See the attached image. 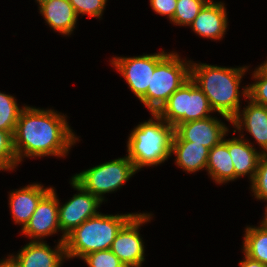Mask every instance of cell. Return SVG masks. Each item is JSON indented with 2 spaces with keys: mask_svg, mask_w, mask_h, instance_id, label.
Masks as SVG:
<instances>
[{
  "mask_svg": "<svg viewBox=\"0 0 267 267\" xmlns=\"http://www.w3.org/2000/svg\"><path fill=\"white\" fill-rule=\"evenodd\" d=\"M78 138L64 114L25 105L13 134V147L19 164L24 157H65Z\"/></svg>",
  "mask_w": 267,
  "mask_h": 267,
  "instance_id": "cell-1",
  "label": "cell"
},
{
  "mask_svg": "<svg viewBox=\"0 0 267 267\" xmlns=\"http://www.w3.org/2000/svg\"><path fill=\"white\" fill-rule=\"evenodd\" d=\"M247 70L248 66L220 67L191 61L190 78L206 95L213 111L231 123L241 109L240 96L248 98V86L243 87L241 95L239 91Z\"/></svg>",
  "mask_w": 267,
  "mask_h": 267,
  "instance_id": "cell-2",
  "label": "cell"
},
{
  "mask_svg": "<svg viewBox=\"0 0 267 267\" xmlns=\"http://www.w3.org/2000/svg\"><path fill=\"white\" fill-rule=\"evenodd\" d=\"M138 124L127 141V157L139 171L143 167L164 163L171 155L174 126L168 124L157 113Z\"/></svg>",
  "mask_w": 267,
  "mask_h": 267,
  "instance_id": "cell-3",
  "label": "cell"
},
{
  "mask_svg": "<svg viewBox=\"0 0 267 267\" xmlns=\"http://www.w3.org/2000/svg\"><path fill=\"white\" fill-rule=\"evenodd\" d=\"M136 213L106 215L98 213L74 228L65 237L66 258L82 259L94 251L108 250L121 228Z\"/></svg>",
  "mask_w": 267,
  "mask_h": 267,
  "instance_id": "cell-4",
  "label": "cell"
},
{
  "mask_svg": "<svg viewBox=\"0 0 267 267\" xmlns=\"http://www.w3.org/2000/svg\"><path fill=\"white\" fill-rule=\"evenodd\" d=\"M190 66L191 60L181 59L175 52H168L157 63L147 93L140 99L150 113H156L190 79Z\"/></svg>",
  "mask_w": 267,
  "mask_h": 267,
  "instance_id": "cell-5",
  "label": "cell"
},
{
  "mask_svg": "<svg viewBox=\"0 0 267 267\" xmlns=\"http://www.w3.org/2000/svg\"><path fill=\"white\" fill-rule=\"evenodd\" d=\"M210 112L214 111L208 98L190 78L156 113L175 128L181 123L207 118Z\"/></svg>",
  "mask_w": 267,
  "mask_h": 267,
  "instance_id": "cell-6",
  "label": "cell"
},
{
  "mask_svg": "<svg viewBox=\"0 0 267 267\" xmlns=\"http://www.w3.org/2000/svg\"><path fill=\"white\" fill-rule=\"evenodd\" d=\"M136 172L131 160L125 156L76 173L72 178L104 202V194L120 189Z\"/></svg>",
  "mask_w": 267,
  "mask_h": 267,
  "instance_id": "cell-7",
  "label": "cell"
},
{
  "mask_svg": "<svg viewBox=\"0 0 267 267\" xmlns=\"http://www.w3.org/2000/svg\"><path fill=\"white\" fill-rule=\"evenodd\" d=\"M70 182L79 193L73 195L70 200L61 206L60 201L58 203L59 227L62 231L60 242H64L66 235L74 228L80 226L87 219L96 216L99 213L97 209L102 204L97 196L92 195L73 178Z\"/></svg>",
  "mask_w": 267,
  "mask_h": 267,
  "instance_id": "cell-8",
  "label": "cell"
},
{
  "mask_svg": "<svg viewBox=\"0 0 267 267\" xmlns=\"http://www.w3.org/2000/svg\"><path fill=\"white\" fill-rule=\"evenodd\" d=\"M150 213H136L119 231L110 250L126 267H141L145 260L144 242L139 228L149 222Z\"/></svg>",
  "mask_w": 267,
  "mask_h": 267,
  "instance_id": "cell-9",
  "label": "cell"
},
{
  "mask_svg": "<svg viewBox=\"0 0 267 267\" xmlns=\"http://www.w3.org/2000/svg\"><path fill=\"white\" fill-rule=\"evenodd\" d=\"M167 54L161 51L134 57H113L111 64L126 80L128 87L139 100L147 93L151 75L157 63Z\"/></svg>",
  "mask_w": 267,
  "mask_h": 267,
  "instance_id": "cell-10",
  "label": "cell"
},
{
  "mask_svg": "<svg viewBox=\"0 0 267 267\" xmlns=\"http://www.w3.org/2000/svg\"><path fill=\"white\" fill-rule=\"evenodd\" d=\"M229 132L221 120L209 116L200 120L181 123L174 128L172 141H191L211 150L219 144Z\"/></svg>",
  "mask_w": 267,
  "mask_h": 267,
  "instance_id": "cell-11",
  "label": "cell"
},
{
  "mask_svg": "<svg viewBox=\"0 0 267 267\" xmlns=\"http://www.w3.org/2000/svg\"><path fill=\"white\" fill-rule=\"evenodd\" d=\"M52 189L39 201L29 222L21 232L30 237L31 241H43L48 235H53L60 230L58 217V195Z\"/></svg>",
  "mask_w": 267,
  "mask_h": 267,
  "instance_id": "cell-12",
  "label": "cell"
},
{
  "mask_svg": "<svg viewBox=\"0 0 267 267\" xmlns=\"http://www.w3.org/2000/svg\"><path fill=\"white\" fill-rule=\"evenodd\" d=\"M7 259L14 267H61L66 258L64 242L58 240L52 249L45 241H31L16 255H8Z\"/></svg>",
  "mask_w": 267,
  "mask_h": 267,
  "instance_id": "cell-13",
  "label": "cell"
},
{
  "mask_svg": "<svg viewBox=\"0 0 267 267\" xmlns=\"http://www.w3.org/2000/svg\"><path fill=\"white\" fill-rule=\"evenodd\" d=\"M248 106L239 111L231 120V124L241 133L246 130L256 140V143L261 147L262 153H267V107L254 103L251 99Z\"/></svg>",
  "mask_w": 267,
  "mask_h": 267,
  "instance_id": "cell-14",
  "label": "cell"
},
{
  "mask_svg": "<svg viewBox=\"0 0 267 267\" xmlns=\"http://www.w3.org/2000/svg\"><path fill=\"white\" fill-rule=\"evenodd\" d=\"M52 189L44 187L40 183L29 184L21 189H16L9 194V207L15 224L21 225V229L29 222L39 201Z\"/></svg>",
  "mask_w": 267,
  "mask_h": 267,
  "instance_id": "cell-15",
  "label": "cell"
},
{
  "mask_svg": "<svg viewBox=\"0 0 267 267\" xmlns=\"http://www.w3.org/2000/svg\"><path fill=\"white\" fill-rule=\"evenodd\" d=\"M228 26L226 8L223 2L207 3L189 27L199 36L221 40Z\"/></svg>",
  "mask_w": 267,
  "mask_h": 267,
  "instance_id": "cell-16",
  "label": "cell"
},
{
  "mask_svg": "<svg viewBox=\"0 0 267 267\" xmlns=\"http://www.w3.org/2000/svg\"><path fill=\"white\" fill-rule=\"evenodd\" d=\"M227 147L234 165L235 180L241 176L249 175L248 177L252 181L262 152L257 151L249 140L244 139L243 134L240 138L228 139Z\"/></svg>",
  "mask_w": 267,
  "mask_h": 267,
  "instance_id": "cell-17",
  "label": "cell"
},
{
  "mask_svg": "<svg viewBox=\"0 0 267 267\" xmlns=\"http://www.w3.org/2000/svg\"><path fill=\"white\" fill-rule=\"evenodd\" d=\"M39 7V12L52 30L62 35H71L78 16L68 0H48Z\"/></svg>",
  "mask_w": 267,
  "mask_h": 267,
  "instance_id": "cell-18",
  "label": "cell"
},
{
  "mask_svg": "<svg viewBox=\"0 0 267 267\" xmlns=\"http://www.w3.org/2000/svg\"><path fill=\"white\" fill-rule=\"evenodd\" d=\"M175 154V163L187 173L206 170L209 149L191 141H172L171 155Z\"/></svg>",
  "mask_w": 267,
  "mask_h": 267,
  "instance_id": "cell-19",
  "label": "cell"
},
{
  "mask_svg": "<svg viewBox=\"0 0 267 267\" xmlns=\"http://www.w3.org/2000/svg\"><path fill=\"white\" fill-rule=\"evenodd\" d=\"M206 171L217 184L235 180L234 165L225 137L219 144L209 150Z\"/></svg>",
  "mask_w": 267,
  "mask_h": 267,
  "instance_id": "cell-20",
  "label": "cell"
},
{
  "mask_svg": "<svg viewBox=\"0 0 267 267\" xmlns=\"http://www.w3.org/2000/svg\"><path fill=\"white\" fill-rule=\"evenodd\" d=\"M243 253L249 258L267 266V219L259 227L247 226L243 241Z\"/></svg>",
  "mask_w": 267,
  "mask_h": 267,
  "instance_id": "cell-21",
  "label": "cell"
},
{
  "mask_svg": "<svg viewBox=\"0 0 267 267\" xmlns=\"http://www.w3.org/2000/svg\"><path fill=\"white\" fill-rule=\"evenodd\" d=\"M24 108L25 106L19 107L11 94L0 92V130L15 131L19 115Z\"/></svg>",
  "mask_w": 267,
  "mask_h": 267,
  "instance_id": "cell-22",
  "label": "cell"
},
{
  "mask_svg": "<svg viewBox=\"0 0 267 267\" xmlns=\"http://www.w3.org/2000/svg\"><path fill=\"white\" fill-rule=\"evenodd\" d=\"M206 4L203 0H177L171 22L179 26H190Z\"/></svg>",
  "mask_w": 267,
  "mask_h": 267,
  "instance_id": "cell-23",
  "label": "cell"
},
{
  "mask_svg": "<svg viewBox=\"0 0 267 267\" xmlns=\"http://www.w3.org/2000/svg\"><path fill=\"white\" fill-rule=\"evenodd\" d=\"M14 131L0 130V170H13L18 160L13 147Z\"/></svg>",
  "mask_w": 267,
  "mask_h": 267,
  "instance_id": "cell-24",
  "label": "cell"
},
{
  "mask_svg": "<svg viewBox=\"0 0 267 267\" xmlns=\"http://www.w3.org/2000/svg\"><path fill=\"white\" fill-rule=\"evenodd\" d=\"M252 77L255 82L248 85V98L267 107V71L260 65L254 70Z\"/></svg>",
  "mask_w": 267,
  "mask_h": 267,
  "instance_id": "cell-25",
  "label": "cell"
},
{
  "mask_svg": "<svg viewBox=\"0 0 267 267\" xmlns=\"http://www.w3.org/2000/svg\"><path fill=\"white\" fill-rule=\"evenodd\" d=\"M251 184V191L255 198L267 202V153H262ZM266 211L267 206L265 212Z\"/></svg>",
  "mask_w": 267,
  "mask_h": 267,
  "instance_id": "cell-26",
  "label": "cell"
},
{
  "mask_svg": "<svg viewBox=\"0 0 267 267\" xmlns=\"http://www.w3.org/2000/svg\"><path fill=\"white\" fill-rule=\"evenodd\" d=\"M82 260L88 267H126L110 249L91 252Z\"/></svg>",
  "mask_w": 267,
  "mask_h": 267,
  "instance_id": "cell-27",
  "label": "cell"
},
{
  "mask_svg": "<svg viewBox=\"0 0 267 267\" xmlns=\"http://www.w3.org/2000/svg\"><path fill=\"white\" fill-rule=\"evenodd\" d=\"M74 8L77 16L79 14L89 15L90 17L102 18L107 0H68Z\"/></svg>",
  "mask_w": 267,
  "mask_h": 267,
  "instance_id": "cell-28",
  "label": "cell"
},
{
  "mask_svg": "<svg viewBox=\"0 0 267 267\" xmlns=\"http://www.w3.org/2000/svg\"><path fill=\"white\" fill-rule=\"evenodd\" d=\"M150 6L157 14L167 16L171 21L176 11L177 0H150Z\"/></svg>",
  "mask_w": 267,
  "mask_h": 267,
  "instance_id": "cell-29",
  "label": "cell"
},
{
  "mask_svg": "<svg viewBox=\"0 0 267 267\" xmlns=\"http://www.w3.org/2000/svg\"><path fill=\"white\" fill-rule=\"evenodd\" d=\"M244 260H240V267H267L259 261L253 260L244 254Z\"/></svg>",
  "mask_w": 267,
  "mask_h": 267,
  "instance_id": "cell-30",
  "label": "cell"
},
{
  "mask_svg": "<svg viewBox=\"0 0 267 267\" xmlns=\"http://www.w3.org/2000/svg\"><path fill=\"white\" fill-rule=\"evenodd\" d=\"M0 267H14V266L7 258H5L4 260L2 259L0 261Z\"/></svg>",
  "mask_w": 267,
  "mask_h": 267,
  "instance_id": "cell-31",
  "label": "cell"
},
{
  "mask_svg": "<svg viewBox=\"0 0 267 267\" xmlns=\"http://www.w3.org/2000/svg\"><path fill=\"white\" fill-rule=\"evenodd\" d=\"M261 66L267 71V60H266V62L264 61V63L261 64Z\"/></svg>",
  "mask_w": 267,
  "mask_h": 267,
  "instance_id": "cell-32",
  "label": "cell"
},
{
  "mask_svg": "<svg viewBox=\"0 0 267 267\" xmlns=\"http://www.w3.org/2000/svg\"><path fill=\"white\" fill-rule=\"evenodd\" d=\"M48 0H36V2L38 3V5H41L43 2H46Z\"/></svg>",
  "mask_w": 267,
  "mask_h": 267,
  "instance_id": "cell-33",
  "label": "cell"
},
{
  "mask_svg": "<svg viewBox=\"0 0 267 267\" xmlns=\"http://www.w3.org/2000/svg\"><path fill=\"white\" fill-rule=\"evenodd\" d=\"M203 1H205L207 3H214L213 0H203Z\"/></svg>",
  "mask_w": 267,
  "mask_h": 267,
  "instance_id": "cell-34",
  "label": "cell"
},
{
  "mask_svg": "<svg viewBox=\"0 0 267 267\" xmlns=\"http://www.w3.org/2000/svg\"><path fill=\"white\" fill-rule=\"evenodd\" d=\"M264 217L267 219V211L265 212V215H264Z\"/></svg>",
  "mask_w": 267,
  "mask_h": 267,
  "instance_id": "cell-35",
  "label": "cell"
}]
</instances>
